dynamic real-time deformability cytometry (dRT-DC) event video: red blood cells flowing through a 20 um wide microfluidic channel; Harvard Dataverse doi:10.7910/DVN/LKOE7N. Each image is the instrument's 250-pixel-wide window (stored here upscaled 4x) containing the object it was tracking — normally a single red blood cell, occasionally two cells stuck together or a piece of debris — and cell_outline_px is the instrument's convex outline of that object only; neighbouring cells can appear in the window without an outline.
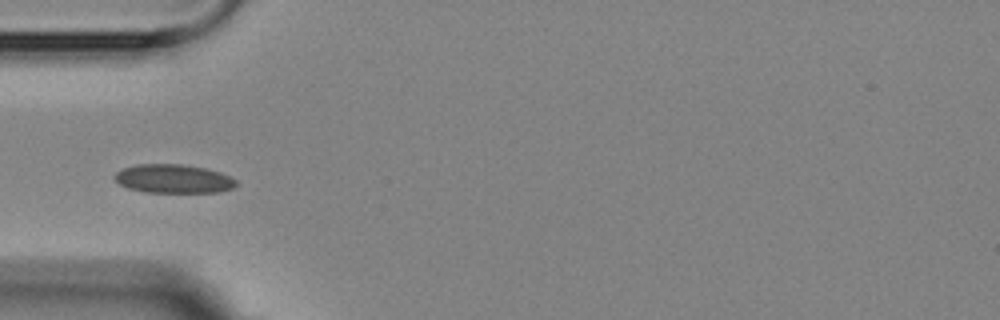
{"species": "Egyptian fruit bat (a non-hibernating species)", "species_latin": "Rousettus aegyptiacus", "temperature_condition": "room temperature", "stored_images_in_passage": 7, "camera_frame_rate_fps": 3000, "um_per_image_px": 0.085, "animal": {"sex": "female"}, "frame": {"image": 1, "passage_image": 1, "time_ms": 0.0, "image_size_px": [1000, 320], "cell_outline_px": [[236, 184], [232, 188], [220, 192], [144, 192], [128, 188], [120, 184], [112, 176], [116, 172], [124, 168], [136, 164], [180, 164], [204, 168], [220, 172], [236, 180]], "centroid_in_image_um": [14.71, 15.19], "position_along_channel_um": 70.3, "area_um2": 20.23}}
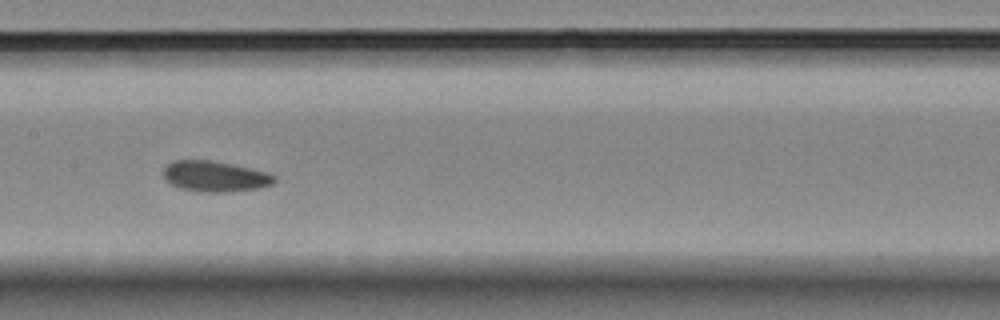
{"frame": {"image": 2, "passage_image": 4, "time_ms": 3.333, "image_size_px": [1000, 320], "cell_outline_px": [[276, 180], [272, 184], [260, 188], [228, 192], [196, 192], [180, 188], [164, 180], [164, 168], [168, 164], [176, 160], [208, 160], [268, 172], [276, 176]], "centroid_in_image_um": [18.27, 15.01], "position_along_channel_um": 189.1, "area_um2": 19.77}}
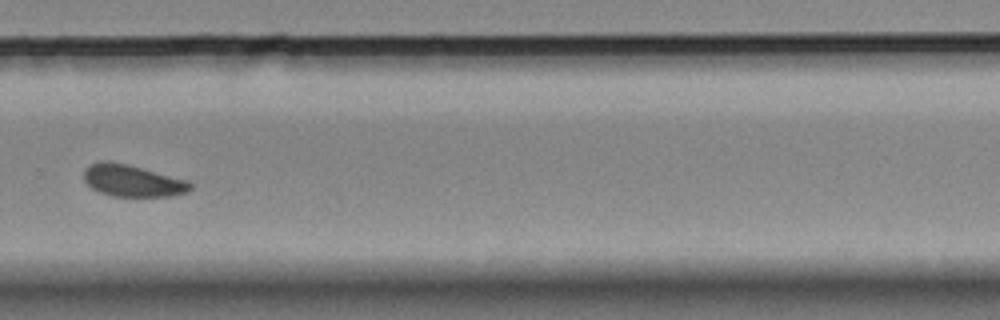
{"frame": {"image": 3, "passage_image": 7, "time_ms": 7.0, "image_size_px": [1000, 320], "cell_outline_px": [[192, 188], [188, 192], [168, 196], [112, 196], [100, 192], [92, 188], [84, 180], [84, 168], [88, 164], [100, 160], [108, 160], [128, 164], [188, 180], [192, 184]], "centroid_in_image_um": [11.24, 15.34], "position_along_channel_um": 318.6, "area_um2": 19.94}}